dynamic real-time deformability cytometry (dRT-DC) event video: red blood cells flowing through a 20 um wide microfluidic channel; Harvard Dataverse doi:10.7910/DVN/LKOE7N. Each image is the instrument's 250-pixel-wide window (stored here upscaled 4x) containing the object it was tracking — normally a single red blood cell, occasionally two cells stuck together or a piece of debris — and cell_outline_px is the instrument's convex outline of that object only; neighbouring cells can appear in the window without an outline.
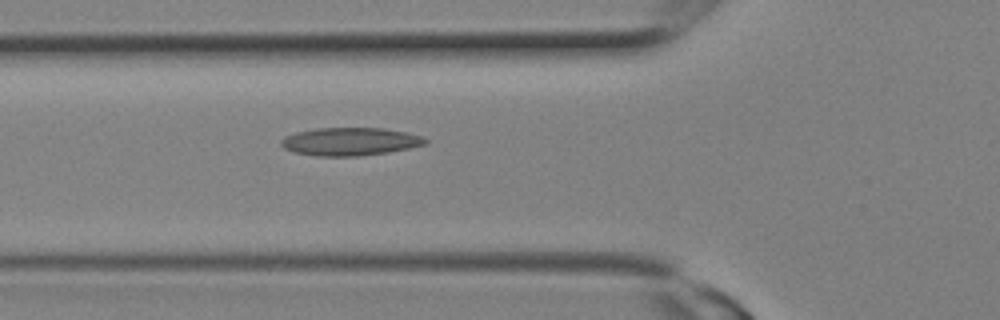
{"species": "Egyptian fruit bat (a non-hibernating species)", "species_latin": "Rousettus aegyptiacus", "temperature_condition": "room temperature", "stored_images_in_passage": 3, "camera_frame_rate_fps": 3000, "um_per_image_px": 0.085, "animal": {"sex": "female"}, "frame": {"image": 1, "passage_image": 3, "time_ms": 0.667, "image_size_px": [1000, 320], "cell_outline_px": [[428, 144], [388, 152], [360, 156], [316, 156], [292, 152], [284, 148], [280, 144], [280, 140], [284, 136], [296, 132], [316, 128], [384, 128], [408, 132], [424, 136], [428, 140]], "centroid_in_image_um": [29.77, 12.03], "position_along_channel_um": 96.0, "area_um2": 23.81}}